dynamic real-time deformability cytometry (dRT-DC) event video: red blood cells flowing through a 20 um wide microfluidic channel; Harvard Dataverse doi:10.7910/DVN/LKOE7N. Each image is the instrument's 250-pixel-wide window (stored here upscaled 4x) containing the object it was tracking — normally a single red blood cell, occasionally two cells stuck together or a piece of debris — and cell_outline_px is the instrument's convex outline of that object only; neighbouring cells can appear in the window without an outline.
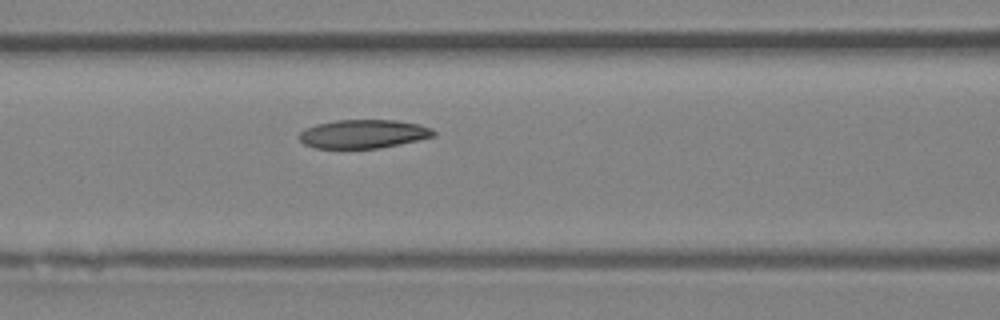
{"species": "Egyptian fruit bat (a non-hibernating species)", "species_latin": "Rousettus aegyptiacus", "temperature_condition": "room temperature", "stored_images_in_passage": 6, "camera_frame_rate_fps": 3000, "um_per_image_px": 0.085, "animal": {"sex": "female"}, "frame": {"image": 1, "passage_image": 6, "time_ms": 6.0, "image_size_px": [1000, 320], "cell_outline_px": [[436, 136], [380, 148], [312, 148], [304, 144], [296, 136], [304, 128], [316, 124], [336, 120], [396, 120], [420, 124], [432, 128], [436, 132]], "centroid_in_image_um": [30.86, 11.38], "position_along_channel_um": 135.7, "area_um2": 22.66}}